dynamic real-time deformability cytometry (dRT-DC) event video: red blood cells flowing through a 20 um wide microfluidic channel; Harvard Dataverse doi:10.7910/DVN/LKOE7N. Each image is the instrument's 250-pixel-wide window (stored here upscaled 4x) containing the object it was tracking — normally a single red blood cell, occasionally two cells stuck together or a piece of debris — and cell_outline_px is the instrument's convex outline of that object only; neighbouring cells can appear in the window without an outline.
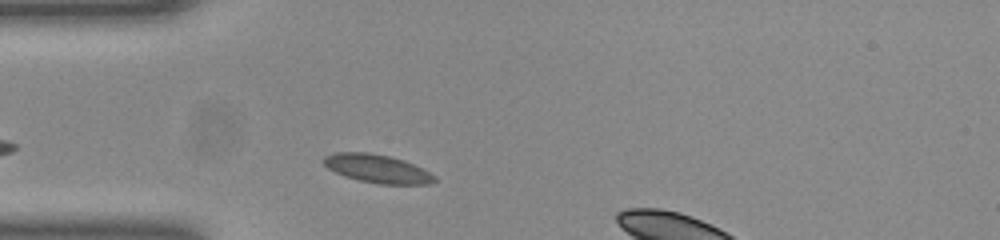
{"species": "common noctule bat (a hibernating species)", "species_latin": "Nyctalus noctula", "temperature_condition": "room temperature", "stored_images_in_passage": 31, "camera_frame_rate_fps": 3000, "um_per_image_px": 0.085, "animal": {"sex": "female", "body_mass_g": 23.0, "forearm_length_mm": 53.4}, "frame": {"image": 1, "passage_image": 3, "time_ms": 0.667, "image_size_px": [1000, 240], "cell_outline_px": [[436, 180], [428, 184], [380, 184], [360, 180], [344, 176], [328, 168], [320, 160], [324, 156], [336, 152], [368, 152], [388, 156], [404, 160], [436, 176]], "centroid_in_image_um": [32.02, 14.33], "position_along_channel_um": 53.0, "area_um2": 18.15}}
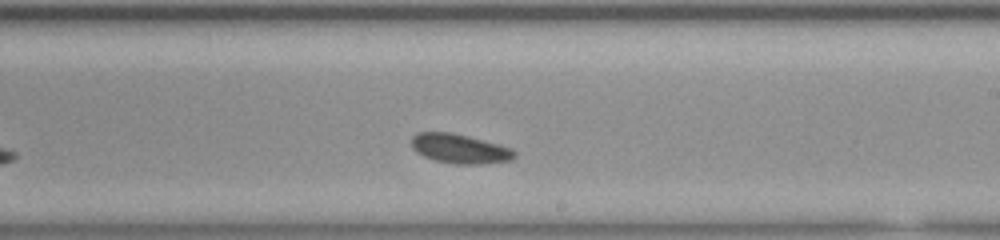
{"frame": {"image": 2, "passage_image": 19, "time_ms": 6.0, "image_size_px": [1000, 240], "cell_outline_px": [[516, 156], [512, 160], [484, 164], [456, 164], [436, 160], [424, 156], [416, 152], [412, 148], [412, 136], [416, 132], [452, 132], [468, 136], [512, 148], [516, 152]], "centroid_in_image_um": [39.09, 12.64], "position_along_channel_um": 249.9, "area_um2": 17.69}}
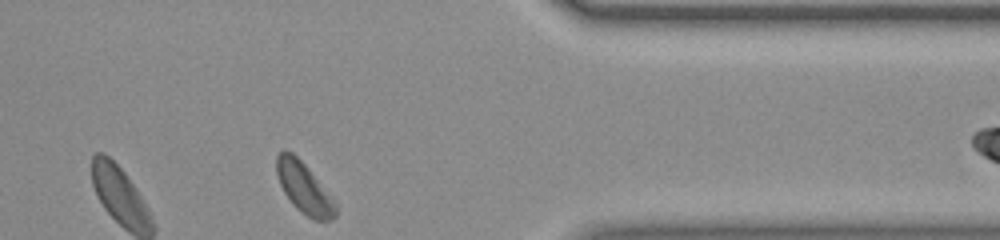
{"frame": {"image": 3, "passage_image": 31, "time_ms": 10.0, "image_size_px": [1000, 240], "cell_outline_px": [[336, 216], [332, 220], [312, 220], [296, 208], [284, 192], [280, 184], [276, 172], [276, 156], [284, 148], [292, 152], [308, 168], [336, 200]], "centroid_in_image_um": [25.86, 15.98], "position_along_channel_um": 385.5, "area_um2": 17.57}}